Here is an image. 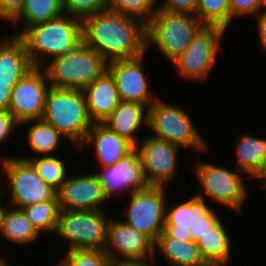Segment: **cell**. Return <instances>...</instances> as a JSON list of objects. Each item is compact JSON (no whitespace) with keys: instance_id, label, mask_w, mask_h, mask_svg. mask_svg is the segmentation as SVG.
<instances>
[{"instance_id":"6da1fadb","label":"cell","mask_w":266,"mask_h":266,"mask_svg":"<svg viewBox=\"0 0 266 266\" xmlns=\"http://www.w3.org/2000/svg\"><path fill=\"white\" fill-rule=\"evenodd\" d=\"M82 42L107 62L137 58L147 53L146 24L105 10L82 20Z\"/></svg>"},{"instance_id":"7a4b0ae2","label":"cell","mask_w":266,"mask_h":266,"mask_svg":"<svg viewBox=\"0 0 266 266\" xmlns=\"http://www.w3.org/2000/svg\"><path fill=\"white\" fill-rule=\"evenodd\" d=\"M19 38L24 42L33 66L43 68L45 62L68 53L82 42V20L64 13L28 27Z\"/></svg>"},{"instance_id":"3957f363","label":"cell","mask_w":266,"mask_h":266,"mask_svg":"<svg viewBox=\"0 0 266 266\" xmlns=\"http://www.w3.org/2000/svg\"><path fill=\"white\" fill-rule=\"evenodd\" d=\"M41 119L53 126L77 149L94 123L88 115L82 90L54 87H50L47 92Z\"/></svg>"},{"instance_id":"277c9868","label":"cell","mask_w":266,"mask_h":266,"mask_svg":"<svg viewBox=\"0 0 266 266\" xmlns=\"http://www.w3.org/2000/svg\"><path fill=\"white\" fill-rule=\"evenodd\" d=\"M107 61L93 48L81 42L43 67L50 87L83 90L107 70Z\"/></svg>"},{"instance_id":"5b68a950","label":"cell","mask_w":266,"mask_h":266,"mask_svg":"<svg viewBox=\"0 0 266 266\" xmlns=\"http://www.w3.org/2000/svg\"><path fill=\"white\" fill-rule=\"evenodd\" d=\"M203 26L197 16L157 9L146 24V49L154 44L172 63Z\"/></svg>"},{"instance_id":"8992f818","label":"cell","mask_w":266,"mask_h":266,"mask_svg":"<svg viewBox=\"0 0 266 266\" xmlns=\"http://www.w3.org/2000/svg\"><path fill=\"white\" fill-rule=\"evenodd\" d=\"M109 219L103 210H60L55 234L69 249L103 251Z\"/></svg>"},{"instance_id":"52a82bcc","label":"cell","mask_w":266,"mask_h":266,"mask_svg":"<svg viewBox=\"0 0 266 266\" xmlns=\"http://www.w3.org/2000/svg\"><path fill=\"white\" fill-rule=\"evenodd\" d=\"M148 129L152 136L164 139L179 147H188L196 151L206 150V141L197 132L188 112L181 106H174L157 97L148 109Z\"/></svg>"},{"instance_id":"ba28073f","label":"cell","mask_w":266,"mask_h":266,"mask_svg":"<svg viewBox=\"0 0 266 266\" xmlns=\"http://www.w3.org/2000/svg\"><path fill=\"white\" fill-rule=\"evenodd\" d=\"M1 166L8 180L10 207L21 210L35 203L52 200L57 192L50 187L26 159L4 157Z\"/></svg>"},{"instance_id":"9c48e42d","label":"cell","mask_w":266,"mask_h":266,"mask_svg":"<svg viewBox=\"0 0 266 266\" xmlns=\"http://www.w3.org/2000/svg\"><path fill=\"white\" fill-rule=\"evenodd\" d=\"M194 171L198 182L211 201L239 211L247 199V187L243 183L241 174L222 166L208 162H198ZM240 172V173H238Z\"/></svg>"},{"instance_id":"30bf717a","label":"cell","mask_w":266,"mask_h":266,"mask_svg":"<svg viewBox=\"0 0 266 266\" xmlns=\"http://www.w3.org/2000/svg\"><path fill=\"white\" fill-rule=\"evenodd\" d=\"M164 186H150L130 194L125 221L130 227L148 236L154 243L163 232L166 215Z\"/></svg>"},{"instance_id":"8fae6325","label":"cell","mask_w":266,"mask_h":266,"mask_svg":"<svg viewBox=\"0 0 266 266\" xmlns=\"http://www.w3.org/2000/svg\"><path fill=\"white\" fill-rule=\"evenodd\" d=\"M225 32L223 27L204 25L185 51L172 62L178 73L189 80H205L215 65Z\"/></svg>"},{"instance_id":"7c38bea8","label":"cell","mask_w":266,"mask_h":266,"mask_svg":"<svg viewBox=\"0 0 266 266\" xmlns=\"http://www.w3.org/2000/svg\"><path fill=\"white\" fill-rule=\"evenodd\" d=\"M103 251L114 264L147 261L152 263L156 257L155 243L148 236L115 219H109Z\"/></svg>"},{"instance_id":"4fadbf2b","label":"cell","mask_w":266,"mask_h":266,"mask_svg":"<svg viewBox=\"0 0 266 266\" xmlns=\"http://www.w3.org/2000/svg\"><path fill=\"white\" fill-rule=\"evenodd\" d=\"M49 88L47 73L41 67H34L13 86L8 111L18 125L42 118Z\"/></svg>"},{"instance_id":"5bb4252c","label":"cell","mask_w":266,"mask_h":266,"mask_svg":"<svg viewBox=\"0 0 266 266\" xmlns=\"http://www.w3.org/2000/svg\"><path fill=\"white\" fill-rule=\"evenodd\" d=\"M135 149L150 186L165 187L176 177L179 146L151 135L137 143Z\"/></svg>"},{"instance_id":"9a60e30c","label":"cell","mask_w":266,"mask_h":266,"mask_svg":"<svg viewBox=\"0 0 266 266\" xmlns=\"http://www.w3.org/2000/svg\"><path fill=\"white\" fill-rule=\"evenodd\" d=\"M146 53L131 59H118L107 63L121 101L138 102L151 106L157 99L149 90L144 74L143 60ZM156 97V98H155Z\"/></svg>"},{"instance_id":"2e32d148","label":"cell","mask_w":266,"mask_h":266,"mask_svg":"<svg viewBox=\"0 0 266 266\" xmlns=\"http://www.w3.org/2000/svg\"><path fill=\"white\" fill-rule=\"evenodd\" d=\"M100 171L95 174L108 198L124 191H130L131 194L150 187L135 148L115 164L102 167Z\"/></svg>"},{"instance_id":"e0dca14e","label":"cell","mask_w":266,"mask_h":266,"mask_svg":"<svg viewBox=\"0 0 266 266\" xmlns=\"http://www.w3.org/2000/svg\"><path fill=\"white\" fill-rule=\"evenodd\" d=\"M57 195L60 210H103L109 199L96 174L67 176Z\"/></svg>"},{"instance_id":"ac0fdd59","label":"cell","mask_w":266,"mask_h":266,"mask_svg":"<svg viewBox=\"0 0 266 266\" xmlns=\"http://www.w3.org/2000/svg\"><path fill=\"white\" fill-rule=\"evenodd\" d=\"M85 146L92 147V151H95V158L101 168L115 164L135 148L103 123H93L78 150L83 151Z\"/></svg>"},{"instance_id":"d6986e66","label":"cell","mask_w":266,"mask_h":266,"mask_svg":"<svg viewBox=\"0 0 266 266\" xmlns=\"http://www.w3.org/2000/svg\"><path fill=\"white\" fill-rule=\"evenodd\" d=\"M204 193H197L174 207L166 205L164 225H175V229L190 230L199 225H215L219 220L217 213L205 202Z\"/></svg>"},{"instance_id":"ffe728a7","label":"cell","mask_w":266,"mask_h":266,"mask_svg":"<svg viewBox=\"0 0 266 266\" xmlns=\"http://www.w3.org/2000/svg\"><path fill=\"white\" fill-rule=\"evenodd\" d=\"M82 91L88 115L94 123H102L121 102L115 81L108 70Z\"/></svg>"},{"instance_id":"44dd1931","label":"cell","mask_w":266,"mask_h":266,"mask_svg":"<svg viewBox=\"0 0 266 266\" xmlns=\"http://www.w3.org/2000/svg\"><path fill=\"white\" fill-rule=\"evenodd\" d=\"M149 107L138 102L121 101L102 123L135 147L139 142L136 133L142 126L148 127Z\"/></svg>"},{"instance_id":"7402d4cb","label":"cell","mask_w":266,"mask_h":266,"mask_svg":"<svg viewBox=\"0 0 266 266\" xmlns=\"http://www.w3.org/2000/svg\"><path fill=\"white\" fill-rule=\"evenodd\" d=\"M34 68L24 42L17 36L0 41V83L13 86Z\"/></svg>"},{"instance_id":"603a6c76","label":"cell","mask_w":266,"mask_h":266,"mask_svg":"<svg viewBox=\"0 0 266 266\" xmlns=\"http://www.w3.org/2000/svg\"><path fill=\"white\" fill-rule=\"evenodd\" d=\"M223 222L218 221L196 242L200 255L208 266H228L231 242Z\"/></svg>"},{"instance_id":"cb8c5ba5","label":"cell","mask_w":266,"mask_h":266,"mask_svg":"<svg viewBox=\"0 0 266 266\" xmlns=\"http://www.w3.org/2000/svg\"><path fill=\"white\" fill-rule=\"evenodd\" d=\"M155 248L172 266H208L202 259L195 241H182L167 237L163 232L155 243Z\"/></svg>"},{"instance_id":"d4e9b609","label":"cell","mask_w":266,"mask_h":266,"mask_svg":"<svg viewBox=\"0 0 266 266\" xmlns=\"http://www.w3.org/2000/svg\"><path fill=\"white\" fill-rule=\"evenodd\" d=\"M237 169L255 177L266 163V139L252 134L240 135L236 141Z\"/></svg>"},{"instance_id":"484cf974","label":"cell","mask_w":266,"mask_h":266,"mask_svg":"<svg viewBox=\"0 0 266 266\" xmlns=\"http://www.w3.org/2000/svg\"><path fill=\"white\" fill-rule=\"evenodd\" d=\"M0 235L14 244L35 242L40 237L23 211L10 206L4 208Z\"/></svg>"},{"instance_id":"4316f807","label":"cell","mask_w":266,"mask_h":266,"mask_svg":"<svg viewBox=\"0 0 266 266\" xmlns=\"http://www.w3.org/2000/svg\"><path fill=\"white\" fill-rule=\"evenodd\" d=\"M64 14L62 0H25L21 13L12 21L23 19L22 31L13 36L19 37L28 27L49 21Z\"/></svg>"},{"instance_id":"83f0119b","label":"cell","mask_w":266,"mask_h":266,"mask_svg":"<svg viewBox=\"0 0 266 266\" xmlns=\"http://www.w3.org/2000/svg\"><path fill=\"white\" fill-rule=\"evenodd\" d=\"M33 124L30 126L27 134L29 147L36 152L37 156L55 155L61 138H65L53 126L42 119L31 120L22 124ZM52 153V154H51Z\"/></svg>"},{"instance_id":"f1b7e54d","label":"cell","mask_w":266,"mask_h":266,"mask_svg":"<svg viewBox=\"0 0 266 266\" xmlns=\"http://www.w3.org/2000/svg\"><path fill=\"white\" fill-rule=\"evenodd\" d=\"M21 210L39 234L41 231L55 234L60 212L58 195L52 200L35 203Z\"/></svg>"},{"instance_id":"f546056e","label":"cell","mask_w":266,"mask_h":266,"mask_svg":"<svg viewBox=\"0 0 266 266\" xmlns=\"http://www.w3.org/2000/svg\"><path fill=\"white\" fill-rule=\"evenodd\" d=\"M28 158V160L35 168L38 175L56 192H58L62 184L67 179V168L64 161H61L56 155H46Z\"/></svg>"},{"instance_id":"4dcf8cb0","label":"cell","mask_w":266,"mask_h":266,"mask_svg":"<svg viewBox=\"0 0 266 266\" xmlns=\"http://www.w3.org/2000/svg\"><path fill=\"white\" fill-rule=\"evenodd\" d=\"M196 16L204 25L227 29L231 21L230 0H199Z\"/></svg>"},{"instance_id":"1f68e13d","label":"cell","mask_w":266,"mask_h":266,"mask_svg":"<svg viewBox=\"0 0 266 266\" xmlns=\"http://www.w3.org/2000/svg\"><path fill=\"white\" fill-rule=\"evenodd\" d=\"M157 0H108L107 10L136 18L147 24L153 14Z\"/></svg>"},{"instance_id":"d6a6232c","label":"cell","mask_w":266,"mask_h":266,"mask_svg":"<svg viewBox=\"0 0 266 266\" xmlns=\"http://www.w3.org/2000/svg\"><path fill=\"white\" fill-rule=\"evenodd\" d=\"M56 266H114V263L104 251L73 249Z\"/></svg>"},{"instance_id":"836d02e7","label":"cell","mask_w":266,"mask_h":266,"mask_svg":"<svg viewBox=\"0 0 266 266\" xmlns=\"http://www.w3.org/2000/svg\"><path fill=\"white\" fill-rule=\"evenodd\" d=\"M65 14L83 20L93 14L107 10L108 0H62Z\"/></svg>"},{"instance_id":"e575fe53","label":"cell","mask_w":266,"mask_h":266,"mask_svg":"<svg viewBox=\"0 0 266 266\" xmlns=\"http://www.w3.org/2000/svg\"><path fill=\"white\" fill-rule=\"evenodd\" d=\"M264 0H230L231 21L235 17L258 15L262 11Z\"/></svg>"},{"instance_id":"d590c367","label":"cell","mask_w":266,"mask_h":266,"mask_svg":"<svg viewBox=\"0 0 266 266\" xmlns=\"http://www.w3.org/2000/svg\"><path fill=\"white\" fill-rule=\"evenodd\" d=\"M199 0H166L163 4L156 7L158 10L185 13L196 16V9Z\"/></svg>"},{"instance_id":"8d00e7d4","label":"cell","mask_w":266,"mask_h":266,"mask_svg":"<svg viewBox=\"0 0 266 266\" xmlns=\"http://www.w3.org/2000/svg\"><path fill=\"white\" fill-rule=\"evenodd\" d=\"M25 0H1V20L12 22L22 11Z\"/></svg>"},{"instance_id":"74e56055","label":"cell","mask_w":266,"mask_h":266,"mask_svg":"<svg viewBox=\"0 0 266 266\" xmlns=\"http://www.w3.org/2000/svg\"><path fill=\"white\" fill-rule=\"evenodd\" d=\"M16 126L19 125L16 123L11 113L6 110H0V143L10 138Z\"/></svg>"},{"instance_id":"f35d334b","label":"cell","mask_w":266,"mask_h":266,"mask_svg":"<svg viewBox=\"0 0 266 266\" xmlns=\"http://www.w3.org/2000/svg\"><path fill=\"white\" fill-rule=\"evenodd\" d=\"M163 233L167 237L177 238L182 241H191L192 236L190 230L175 229V225H164Z\"/></svg>"},{"instance_id":"ab89813d","label":"cell","mask_w":266,"mask_h":266,"mask_svg":"<svg viewBox=\"0 0 266 266\" xmlns=\"http://www.w3.org/2000/svg\"><path fill=\"white\" fill-rule=\"evenodd\" d=\"M258 38L263 51H266V14L260 12L257 16Z\"/></svg>"},{"instance_id":"60d3db41","label":"cell","mask_w":266,"mask_h":266,"mask_svg":"<svg viewBox=\"0 0 266 266\" xmlns=\"http://www.w3.org/2000/svg\"><path fill=\"white\" fill-rule=\"evenodd\" d=\"M12 87L9 83H0V110L8 111L11 100Z\"/></svg>"},{"instance_id":"b9f144b4","label":"cell","mask_w":266,"mask_h":266,"mask_svg":"<svg viewBox=\"0 0 266 266\" xmlns=\"http://www.w3.org/2000/svg\"><path fill=\"white\" fill-rule=\"evenodd\" d=\"M214 225H199L190 229L192 240L197 242L202 235L209 231Z\"/></svg>"},{"instance_id":"7bdbcfd3","label":"cell","mask_w":266,"mask_h":266,"mask_svg":"<svg viewBox=\"0 0 266 266\" xmlns=\"http://www.w3.org/2000/svg\"><path fill=\"white\" fill-rule=\"evenodd\" d=\"M114 266H153L149 261L147 262H132V263H118Z\"/></svg>"},{"instance_id":"ee69618b","label":"cell","mask_w":266,"mask_h":266,"mask_svg":"<svg viewBox=\"0 0 266 266\" xmlns=\"http://www.w3.org/2000/svg\"><path fill=\"white\" fill-rule=\"evenodd\" d=\"M255 179H259V181H262L264 185H266V163L263 165L261 171L254 177Z\"/></svg>"},{"instance_id":"f6af8a7d","label":"cell","mask_w":266,"mask_h":266,"mask_svg":"<svg viewBox=\"0 0 266 266\" xmlns=\"http://www.w3.org/2000/svg\"><path fill=\"white\" fill-rule=\"evenodd\" d=\"M0 181H1V180H0ZM3 183H4V182H2V183L0 182V197L3 196V195H4V197H6V194H7V192H6L7 190H1L2 187H5V186H3ZM4 193H5V194H4ZM0 199H1V198H0ZM0 202H1V200H0Z\"/></svg>"},{"instance_id":"bcb514c9","label":"cell","mask_w":266,"mask_h":266,"mask_svg":"<svg viewBox=\"0 0 266 266\" xmlns=\"http://www.w3.org/2000/svg\"><path fill=\"white\" fill-rule=\"evenodd\" d=\"M3 211H4V206L0 205V232H1V221H2Z\"/></svg>"},{"instance_id":"7dc6e473","label":"cell","mask_w":266,"mask_h":266,"mask_svg":"<svg viewBox=\"0 0 266 266\" xmlns=\"http://www.w3.org/2000/svg\"><path fill=\"white\" fill-rule=\"evenodd\" d=\"M264 10H262L261 12L262 13H264V14H266V0H264V2H263V7H262Z\"/></svg>"},{"instance_id":"c3c4849f","label":"cell","mask_w":266,"mask_h":266,"mask_svg":"<svg viewBox=\"0 0 266 266\" xmlns=\"http://www.w3.org/2000/svg\"><path fill=\"white\" fill-rule=\"evenodd\" d=\"M0 19H1V0H0Z\"/></svg>"}]
</instances>
